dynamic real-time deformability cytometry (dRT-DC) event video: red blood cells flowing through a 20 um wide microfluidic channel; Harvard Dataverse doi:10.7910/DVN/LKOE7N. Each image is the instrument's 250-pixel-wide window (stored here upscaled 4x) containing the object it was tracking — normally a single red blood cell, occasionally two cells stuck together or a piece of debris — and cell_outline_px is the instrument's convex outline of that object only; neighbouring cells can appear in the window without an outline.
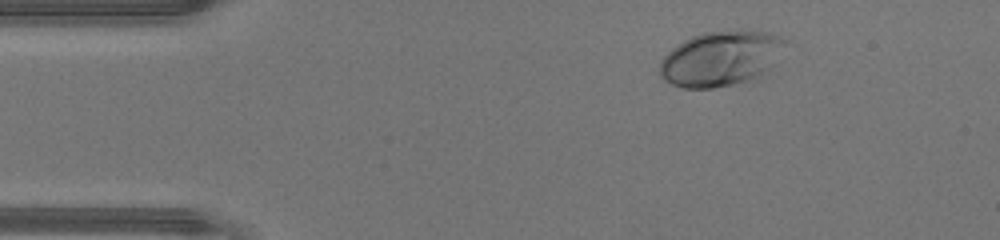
{"species": "human", "species_latin": "Homo sapiens", "temperature_condition": "warm", "stored_images_in_passage": 41, "camera_frame_rate_fps": 3000, "um_per_image_px": 0.085, "donor": {"sex": "male"}, "frame": {"image": 1, "passage_image": 2, "time_ms": 0.333, "image_size_px": [1000, 240], "cell_outline_px": [[788, 40], [776, 64], [756, 80], [716, 88], [684, 88], [672, 84], [664, 80], [660, 76], [660, 60], [672, 48], [684, 40], [692, 36], [704, 32], [772, 32]], "centroid_in_image_um": [61.31, 5.01], "position_along_channel_um": 23.7, "area_um2": 40.46}}
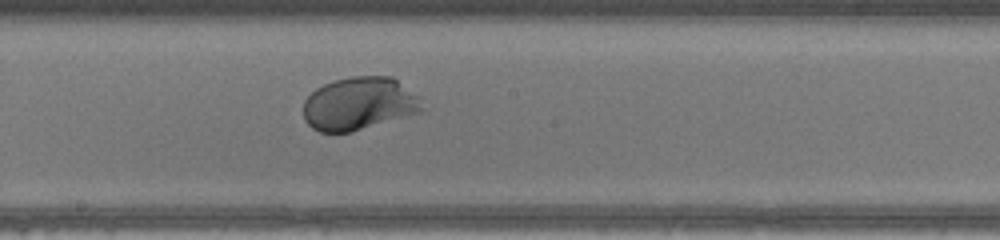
{"frame": {"image": 2, "passage_image": 20, "time_ms": 6.333, "image_size_px": [1000, 240], "cell_outline_px": [[424, 108], [420, 112], [348, 132], [320, 132], [312, 128], [304, 120], [304, 100], [316, 88], [332, 80], [352, 76], [392, 76], [420, 96]], "centroid_in_image_um": [30.52, 8.79], "position_along_channel_um": 217.7, "area_um2": 36.59}}
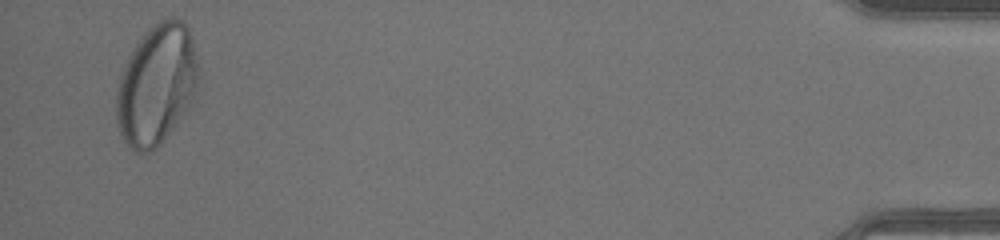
{"frame": {"image": 3, "passage_image": 40, "time_ms": 13.0, "image_size_px": [1000, 240], "cell_outline_px": [[200, 76], [192, 104], [164, 140], [156, 148], [148, 152], [136, 152], [128, 148], [120, 132], [116, 120], [116, 92], [120, 76], [128, 56], [144, 32], [164, 16], [172, 16], [180, 20], [188, 28], [192, 40], [200, 68]], "centroid_in_image_um": [13.32, 7.2], "position_along_channel_um": 421.9, "area_um2": 58.2}, "authors_computed_cell_mechanics": {"area_um2": 37.0498, "velocity_mm_per_s": 4.4342, "shape_relaxation_time_tau1_ms": 2.4568, "shape_relaxation_time_tau2_ms": null, "deformation_change_tau1": 0.1809, "deformation_change_tau2": null}}